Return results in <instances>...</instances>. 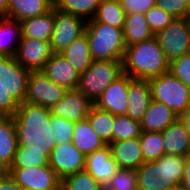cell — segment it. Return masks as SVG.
Returning <instances> with one entry per match:
<instances>
[{
  "instance_id": "obj_1",
  "label": "cell",
  "mask_w": 190,
  "mask_h": 190,
  "mask_svg": "<svg viewBox=\"0 0 190 190\" xmlns=\"http://www.w3.org/2000/svg\"><path fill=\"white\" fill-rule=\"evenodd\" d=\"M18 146H26V151L43 152L48 158L56 145L50 124L48 108L23 102L13 115Z\"/></svg>"
},
{
  "instance_id": "obj_2",
  "label": "cell",
  "mask_w": 190,
  "mask_h": 190,
  "mask_svg": "<svg viewBox=\"0 0 190 190\" xmlns=\"http://www.w3.org/2000/svg\"><path fill=\"white\" fill-rule=\"evenodd\" d=\"M122 65L123 73L138 80H149L169 72V62L155 36L126 46Z\"/></svg>"
},
{
  "instance_id": "obj_3",
  "label": "cell",
  "mask_w": 190,
  "mask_h": 190,
  "mask_svg": "<svg viewBox=\"0 0 190 190\" xmlns=\"http://www.w3.org/2000/svg\"><path fill=\"white\" fill-rule=\"evenodd\" d=\"M85 33L93 60H122L126 45L123 29L97 21H87Z\"/></svg>"
},
{
  "instance_id": "obj_4",
  "label": "cell",
  "mask_w": 190,
  "mask_h": 190,
  "mask_svg": "<svg viewBox=\"0 0 190 190\" xmlns=\"http://www.w3.org/2000/svg\"><path fill=\"white\" fill-rule=\"evenodd\" d=\"M122 74V60H93L89 68L80 75L77 89L94 103Z\"/></svg>"
},
{
  "instance_id": "obj_5",
  "label": "cell",
  "mask_w": 190,
  "mask_h": 190,
  "mask_svg": "<svg viewBox=\"0 0 190 190\" xmlns=\"http://www.w3.org/2000/svg\"><path fill=\"white\" fill-rule=\"evenodd\" d=\"M151 98L164 103L177 116L190 105V88L170 72L148 80Z\"/></svg>"
},
{
  "instance_id": "obj_6",
  "label": "cell",
  "mask_w": 190,
  "mask_h": 190,
  "mask_svg": "<svg viewBox=\"0 0 190 190\" xmlns=\"http://www.w3.org/2000/svg\"><path fill=\"white\" fill-rule=\"evenodd\" d=\"M155 38L169 63L190 53V18H174Z\"/></svg>"
},
{
  "instance_id": "obj_7",
  "label": "cell",
  "mask_w": 190,
  "mask_h": 190,
  "mask_svg": "<svg viewBox=\"0 0 190 190\" xmlns=\"http://www.w3.org/2000/svg\"><path fill=\"white\" fill-rule=\"evenodd\" d=\"M86 22L83 18L54 8V27L50 39L53 53H61L75 39L85 33Z\"/></svg>"
},
{
  "instance_id": "obj_8",
  "label": "cell",
  "mask_w": 190,
  "mask_h": 190,
  "mask_svg": "<svg viewBox=\"0 0 190 190\" xmlns=\"http://www.w3.org/2000/svg\"><path fill=\"white\" fill-rule=\"evenodd\" d=\"M67 89L50 80L42 71H30L25 101L50 108L62 100Z\"/></svg>"
},
{
  "instance_id": "obj_9",
  "label": "cell",
  "mask_w": 190,
  "mask_h": 190,
  "mask_svg": "<svg viewBox=\"0 0 190 190\" xmlns=\"http://www.w3.org/2000/svg\"><path fill=\"white\" fill-rule=\"evenodd\" d=\"M9 175L20 188L31 190H60L61 180L49 166L10 168Z\"/></svg>"
},
{
  "instance_id": "obj_10",
  "label": "cell",
  "mask_w": 190,
  "mask_h": 190,
  "mask_svg": "<svg viewBox=\"0 0 190 190\" xmlns=\"http://www.w3.org/2000/svg\"><path fill=\"white\" fill-rule=\"evenodd\" d=\"M86 155L72 142L56 144L49 157V166L60 180L85 169Z\"/></svg>"
},
{
  "instance_id": "obj_11",
  "label": "cell",
  "mask_w": 190,
  "mask_h": 190,
  "mask_svg": "<svg viewBox=\"0 0 190 190\" xmlns=\"http://www.w3.org/2000/svg\"><path fill=\"white\" fill-rule=\"evenodd\" d=\"M29 72L15 57L0 56V83L19 104L25 101Z\"/></svg>"
},
{
  "instance_id": "obj_12",
  "label": "cell",
  "mask_w": 190,
  "mask_h": 190,
  "mask_svg": "<svg viewBox=\"0 0 190 190\" xmlns=\"http://www.w3.org/2000/svg\"><path fill=\"white\" fill-rule=\"evenodd\" d=\"M52 54L50 41L22 36L15 59L29 71H41Z\"/></svg>"
},
{
  "instance_id": "obj_13",
  "label": "cell",
  "mask_w": 190,
  "mask_h": 190,
  "mask_svg": "<svg viewBox=\"0 0 190 190\" xmlns=\"http://www.w3.org/2000/svg\"><path fill=\"white\" fill-rule=\"evenodd\" d=\"M94 103L78 89L66 91L62 100L49 109L51 116L63 117L68 121L78 122L88 117Z\"/></svg>"
},
{
  "instance_id": "obj_14",
  "label": "cell",
  "mask_w": 190,
  "mask_h": 190,
  "mask_svg": "<svg viewBox=\"0 0 190 190\" xmlns=\"http://www.w3.org/2000/svg\"><path fill=\"white\" fill-rule=\"evenodd\" d=\"M131 80L132 78L125 73L120 75L96 99L94 106L113 115H126L127 94Z\"/></svg>"
},
{
  "instance_id": "obj_15",
  "label": "cell",
  "mask_w": 190,
  "mask_h": 190,
  "mask_svg": "<svg viewBox=\"0 0 190 190\" xmlns=\"http://www.w3.org/2000/svg\"><path fill=\"white\" fill-rule=\"evenodd\" d=\"M41 71L67 90L77 89L80 75L60 53H53Z\"/></svg>"
},
{
  "instance_id": "obj_16",
  "label": "cell",
  "mask_w": 190,
  "mask_h": 190,
  "mask_svg": "<svg viewBox=\"0 0 190 190\" xmlns=\"http://www.w3.org/2000/svg\"><path fill=\"white\" fill-rule=\"evenodd\" d=\"M108 146L111 150V157L120 169L137 170L145 162L139 137L115 141Z\"/></svg>"
},
{
  "instance_id": "obj_17",
  "label": "cell",
  "mask_w": 190,
  "mask_h": 190,
  "mask_svg": "<svg viewBox=\"0 0 190 190\" xmlns=\"http://www.w3.org/2000/svg\"><path fill=\"white\" fill-rule=\"evenodd\" d=\"M117 163L111 157L108 145L86 155L85 171L93 176L103 187L118 170Z\"/></svg>"
},
{
  "instance_id": "obj_18",
  "label": "cell",
  "mask_w": 190,
  "mask_h": 190,
  "mask_svg": "<svg viewBox=\"0 0 190 190\" xmlns=\"http://www.w3.org/2000/svg\"><path fill=\"white\" fill-rule=\"evenodd\" d=\"M186 156L164 155L154 160V173L162 181L158 184L162 189L173 188L181 184Z\"/></svg>"
},
{
  "instance_id": "obj_19",
  "label": "cell",
  "mask_w": 190,
  "mask_h": 190,
  "mask_svg": "<svg viewBox=\"0 0 190 190\" xmlns=\"http://www.w3.org/2000/svg\"><path fill=\"white\" fill-rule=\"evenodd\" d=\"M151 100L148 80L132 79L128 88L126 115L134 120L141 121Z\"/></svg>"
},
{
  "instance_id": "obj_20",
  "label": "cell",
  "mask_w": 190,
  "mask_h": 190,
  "mask_svg": "<svg viewBox=\"0 0 190 190\" xmlns=\"http://www.w3.org/2000/svg\"><path fill=\"white\" fill-rule=\"evenodd\" d=\"M177 118L178 116L164 103L152 99L140 121L141 130L162 132Z\"/></svg>"
},
{
  "instance_id": "obj_21",
  "label": "cell",
  "mask_w": 190,
  "mask_h": 190,
  "mask_svg": "<svg viewBox=\"0 0 190 190\" xmlns=\"http://www.w3.org/2000/svg\"><path fill=\"white\" fill-rule=\"evenodd\" d=\"M162 136L166 155L190 157V138L179 118L162 131Z\"/></svg>"
},
{
  "instance_id": "obj_22",
  "label": "cell",
  "mask_w": 190,
  "mask_h": 190,
  "mask_svg": "<svg viewBox=\"0 0 190 190\" xmlns=\"http://www.w3.org/2000/svg\"><path fill=\"white\" fill-rule=\"evenodd\" d=\"M78 72L83 74L93 62L86 33L75 39L60 53Z\"/></svg>"
},
{
  "instance_id": "obj_23",
  "label": "cell",
  "mask_w": 190,
  "mask_h": 190,
  "mask_svg": "<svg viewBox=\"0 0 190 190\" xmlns=\"http://www.w3.org/2000/svg\"><path fill=\"white\" fill-rule=\"evenodd\" d=\"M21 22L5 16L0 17V56L15 57L21 41Z\"/></svg>"
},
{
  "instance_id": "obj_24",
  "label": "cell",
  "mask_w": 190,
  "mask_h": 190,
  "mask_svg": "<svg viewBox=\"0 0 190 190\" xmlns=\"http://www.w3.org/2000/svg\"><path fill=\"white\" fill-rule=\"evenodd\" d=\"M72 143L85 155L93 153L106 146L105 142L93 130L88 119L75 122Z\"/></svg>"
},
{
  "instance_id": "obj_25",
  "label": "cell",
  "mask_w": 190,
  "mask_h": 190,
  "mask_svg": "<svg viewBox=\"0 0 190 190\" xmlns=\"http://www.w3.org/2000/svg\"><path fill=\"white\" fill-rule=\"evenodd\" d=\"M52 9L50 0H9L7 17L21 22L44 15Z\"/></svg>"
},
{
  "instance_id": "obj_26",
  "label": "cell",
  "mask_w": 190,
  "mask_h": 190,
  "mask_svg": "<svg viewBox=\"0 0 190 190\" xmlns=\"http://www.w3.org/2000/svg\"><path fill=\"white\" fill-rule=\"evenodd\" d=\"M18 148L13 116H0V160L12 165Z\"/></svg>"
},
{
  "instance_id": "obj_27",
  "label": "cell",
  "mask_w": 190,
  "mask_h": 190,
  "mask_svg": "<svg viewBox=\"0 0 190 190\" xmlns=\"http://www.w3.org/2000/svg\"><path fill=\"white\" fill-rule=\"evenodd\" d=\"M144 13L126 14L123 28V38L126 46L147 41L154 37Z\"/></svg>"
},
{
  "instance_id": "obj_28",
  "label": "cell",
  "mask_w": 190,
  "mask_h": 190,
  "mask_svg": "<svg viewBox=\"0 0 190 190\" xmlns=\"http://www.w3.org/2000/svg\"><path fill=\"white\" fill-rule=\"evenodd\" d=\"M54 27V8L48 13L21 21L22 36L50 41Z\"/></svg>"
},
{
  "instance_id": "obj_29",
  "label": "cell",
  "mask_w": 190,
  "mask_h": 190,
  "mask_svg": "<svg viewBox=\"0 0 190 190\" xmlns=\"http://www.w3.org/2000/svg\"><path fill=\"white\" fill-rule=\"evenodd\" d=\"M126 13L120 0H102L94 17L89 21H97L116 28H124Z\"/></svg>"
},
{
  "instance_id": "obj_30",
  "label": "cell",
  "mask_w": 190,
  "mask_h": 190,
  "mask_svg": "<svg viewBox=\"0 0 190 190\" xmlns=\"http://www.w3.org/2000/svg\"><path fill=\"white\" fill-rule=\"evenodd\" d=\"M93 130L105 142L106 145L112 143V132L114 115L108 111L92 106L87 117Z\"/></svg>"
},
{
  "instance_id": "obj_31",
  "label": "cell",
  "mask_w": 190,
  "mask_h": 190,
  "mask_svg": "<svg viewBox=\"0 0 190 190\" xmlns=\"http://www.w3.org/2000/svg\"><path fill=\"white\" fill-rule=\"evenodd\" d=\"M112 142L126 139H134L141 135L140 121L127 115H114Z\"/></svg>"
},
{
  "instance_id": "obj_32",
  "label": "cell",
  "mask_w": 190,
  "mask_h": 190,
  "mask_svg": "<svg viewBox=\"0 0 190 190\" xmlns=\"http://www.w3.org/2000/svg\"><path fill=\"white\" fill-rule=\"evenodd\" d=\"M139 140L144 161L157 160L165 155L162 132L142 131Z\"/></svg>"
},
{
  "instance_id": "obj_33",
  "label": "cell",
  "mask_w": 190,
  "mask_h": 190,
  "mask_svg": "<svg viewBox=\"0 0 190 190\" xmlns=\"http://www.w3.org/2000/svg\"><path fill=\"white\" fill-rule=\"evenodd\" d=\"M102 0H64L57 8L65 13L91 20Z\"/></svg>"
},
{
  "instance_id": "obj_34",
  "label": "cell",
  "mask_w": 190,
  "mask_h": 190,
  "mask_svg": "<svg viewBox=\"0 0 190 190\" xmlns=\"http://www.w3.org/2000/svg\"><path fill=\"white\" fill-rule=\"evenodd\" d=\"M104 187L83 170L61 180L60 190H101Z\"/></svg>"
},
{
  "instance_id": "obj_35",
  "label": "cell",
  "mask_w": 190,
  "mask_h": 190,
  "mask_svg": "<svg viewBox=\"0 0 190 190\" xmlns=\"http://www.w3.org/2000/svg\"><path fill=\"white\" fill-rule=\"evenodd\" d=\"M49 165V158L43 152L26 151V146H18L10 168L41 167Z\"/></svg>"
},
{
  "instance_id": "obj_36",
  "label": "cell",
  "mask_w": 190,
  "mask_h": 190,
  "mask_svg": "<svg viewBox=\"0 0 190 190\" xmlns=\"http://www.w3.org/2000/svg\"><path fill=\"white\" fill-rule=\"evenodd\" d=\"M104 188L106 190H138L136 170L119 168Z\"/></svg>"
},
{
  "instance_id": "obj_37",
  "label": "cell",
  "mask_w": 190,
  "mask_h": 190,
  "mask_svg": "<svg viewBox=\"0 0 190 190\" xmlns=\"http://www.w3.org/2000/svg\"><path fill=\"white\" fill-rule=\"evenodd\" d=\"M137 188L138 190H161L159 182L162 179L155 176L154 160L145 161L137 170Z\"/></svg>"
},
{
  "instance_id": "obj_38",
  "label": "cell",
  "mask_w": 190,
  "mask_h": 190,
  "mask_svg": "<svg viewBox=\"0 0 190 190\" xmlns=\"http://www.w3.org/2000/svg\"><path fill=\"white\" fill-rule=\"evenodd\" d=\"M52 127L53 138L56 144L72 142L73 130L75 122L68 121L63 117L51 116L50 121Z\"/></svg>"
},
{
  "instance_id": "obj_39",
  "label": "cell",
  "mask_w": 190,
  "mask_h": 190,
  "mask_svg": "<svg viewBox=\"0 0 190 190\" xmlns=\"http://www.w3.org/2000/svg\"><path fill=\"white\" fill-rule=\"evenodd\" d=\"M150 30L155 34L165 29L175 18L160 7L153 6L145 13Z\"/></svg>"
},
{
  "instance_id": "obj_40",
  "label": "cell",
  "mask_w": 190,
  "mask_h": 190,
  "mask_svg": "<svg viewBox=\"0 0 190 190\" xmlns=\"http://www.w3.org/2000/svg\"><path fill=\"white\" fill-rule=\"evenodd\" d=\"M155 6L175 18H190V0H155Z\"/></svg>"
},
{
  "instance_id": "obj_41",
  "label": "cell",
  "mask_w": 190,
  "mask_h": 190,
  "mask_svg": "<svg viewBox=\"0 0 190 190\" xmlns=\"http://www.w3.org/2000/svg\"><path fill=\"white\" fill-rule=\"evenodd\" d=\"M169 72L190 88V53L169 63Z\"/></svg>"
},
{
  "instance_id": "obj_42",
  "label": "cell",
  "mask_w": 190,
  "mask_h": 190,
  "mask_svg": "<svg viewBox=\"0 0 190 190\" xmlns=\"http://www.w3.org/2000/svg\"><path fill=\"white\" fill-rule=\"evenodd\" d=\"M19 105L0 83V116H13L17 112Z\"/></svg>"
},
{
  "instance_id": "obj_43",
  "label": "cell",
  "mask_w": 190,
  "mask_h": 190,
  "mask_svg": "<svg viewBox=\"0 0 190 190\" xmlns=\"http://www.w3.org/2000/svg\"><path fill=\"white\" fill-rule=\"evenodd\" d=\"M126 14L145 13L155 6V0H120Z\"/></svg>"
},
{
  "instance_id": "obj_44",
  "label": "cell",
  "mask_w": 190,
  "mask_h": 190,
  "mask_svg": "<svg viewBox=\"0 0 190 190\" xmlns=\"http://www.w3.org/2000/svg\"><path fill=\"white\" fill-rule=\"evenodd\" d=\"M180 186L183 190H190V157L186 159Z\"/></svg>"
},
{
  "instance_id": "obj_45",
  "label": "cell",
  "mask_w": 190,
  "mask_h": 190,
  "mask_svg": "<svg viewBox=\"0 0 190 190\" xmlns=\"http://www.w3.org/2000/svg\"><path fill=\"white\" fill-rule=\"evenodd\" d=\"M0 190H20L16 181L9 175L7 178L0 180Z\"/></svg>"
},
{
  "instance_id": "obj_46",
  "label": "cell",
  "mask_w": 190,
  "mask_h": 190,
  "mask_svg": "<svg viewBox=\"0 0 190 190\" xmlns=\"http://www.w3.org/2000/svg\"><path fill=\"white\" fill-rule=\"evenodd\" d=\"M190 138V105L178 116Z\"/></svg>"
},
{
  "instance_id": "obj_47",
  "label": "cell",
  "mask_w": 190,
  "mask_h": 190,
  "mask_svg": "<svg viewBox=\"0 0 190 190\" xmlns=\"http://www.w3.org/2000/svg\"><path fill=\"white\" fill-rule=\"evenodd\" d=\"M10 167L0 160V180L5 179L9 176Z\"/></svg>"
},
{
  "instance_id": "obj_48",
  "label": "cell",
  "mask_w": 190,
  "mask_h": 190,
  "mask_svg": "<svg viewBox=\"0 0 190 190\" xmlns=\"http://www.w3.org/2000/svg\"><path fill=\"white\" fill-rule=\"evenodd\" d=\"M9 6V0H0V17H7V9Z\"/></svg>"
},
{
  "instance_id": "obj_49",
  "label": "cell",
  "mask_w": 190,
  "mask_h": 190,
  "mask_svg": "<svg viewBox=\"0 0 190 190\" xmlns=\"http://www.w3.org/2000/svg\"><path fill=\"white\" fill-rule=\"evenodd\" d=\"M64 0H50L53 8H57Z\"/></svg>"
},
{
  "instance_id": "obj_50",
  "label": "cell",
  "mask_w": 190,
  "mask_h": 190,
  "mask_svg": "<svg viewBox=\"0 0 190 190\" xmlns=\"http://www.w3.org/2000/svg\"><path fill=\"white\" fill-rule=\"evenodd\" d=\"M161 190H183V189L181 188L180 185H178V186L173 187V188H165V189H161Z\"/></svg>"
},
{
  "instance_id": "obj_51",
  "label": "cell",
  "mask_w": 190,
  "mask_h": 190,
  "mask_svg": "<svg viewBox=\"0 0 190 190\" xmlns=\"http://www.w3.org/2000/svg\"><path fill=\"white\" fill-rule=\"evenodd\" d=\"M20 190H31V189H28V188H20Z\"/></svg>"
}]
</instances>
